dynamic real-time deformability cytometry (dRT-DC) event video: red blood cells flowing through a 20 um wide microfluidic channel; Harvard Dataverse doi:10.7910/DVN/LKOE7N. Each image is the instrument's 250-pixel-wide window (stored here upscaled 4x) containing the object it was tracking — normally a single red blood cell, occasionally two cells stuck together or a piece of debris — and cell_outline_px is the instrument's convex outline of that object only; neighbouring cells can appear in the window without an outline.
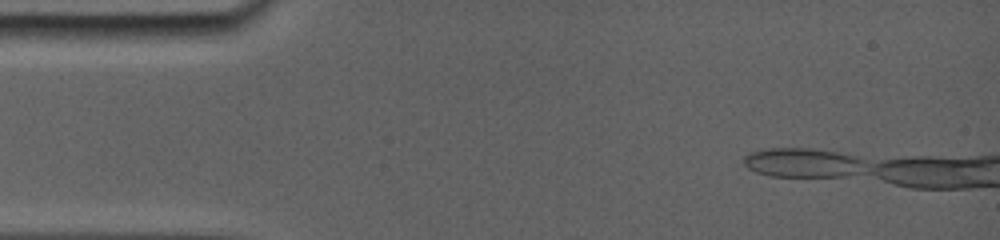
{"species": "common noctule bat (a hibernating species)", "species_latin": "Nyctalus noctula", "temperature_condition": "room temperature", "stored_images_in_passage": 26, "camera_frame_rate_fps": 5000, "um_per_image_px": 0.085, "animal": {"sex": "female", "body_mass_g": 19.0, "forearm_length_mm": 56.7}, "frame": {"image": 1, "passage_image": 1, "time_ms": 0.0, "image_size_px": [1000, 240], "cell_outline_px": [[856, 172], [840, 176], [772, 176], [748, 168], [744, 164], [744, 160], [748, 156], [756, 152], [828, 152], [844, 156], [856, 160]], "centroid_in_image_um": [68.07, 13.93], "position_along_channel_um": 16.9, "area_um2": 17.17}}
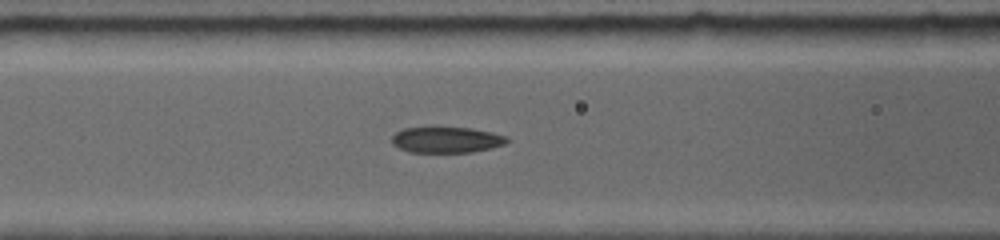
{"frame": {"image": 2, "passage_image": 12, "time_ms": 5.0, "image_size_px": [1000, 240], "cell_outline_px": [[508, 140], [504, 144], [488, 148], [468, 152], [412, 152], [400, 148], [392, 140], [392, 136], [396, 132], [404, 128], [468, 128], [488, 132], [504, 136]], "centroid_in_image_um": [37.91, 11.89], "position_along_channel_um": 128.7, "area_um2": 16.65}}
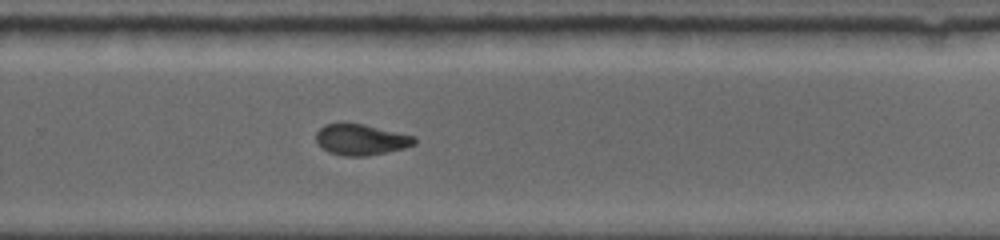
{"frame": {"image": 3, "passage_image": 25, "time_ms": 9.4, "image_size_px": [1000, 240], "cell_outline_px": [[416, 144], [404, 148], [368, 156], [344, 156], [328, 152], [316, 140], [316, 132], [324, 124], [364, 124], [416, 136]], "centroid_in_image_um": [30.72, 11.87], "position_along_channel_um": 299.1, "area_um2": 17.63}}